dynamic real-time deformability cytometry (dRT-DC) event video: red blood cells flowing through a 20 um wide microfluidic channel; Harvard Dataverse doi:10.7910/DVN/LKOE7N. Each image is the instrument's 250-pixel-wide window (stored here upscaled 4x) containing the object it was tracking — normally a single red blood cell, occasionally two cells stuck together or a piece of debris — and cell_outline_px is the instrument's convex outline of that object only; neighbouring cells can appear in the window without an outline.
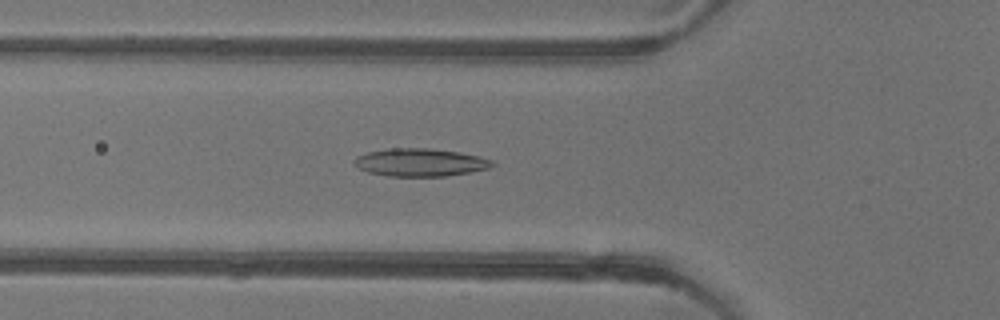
{"species": "common noctule bat (a hibernating species)", "species_latin": "Nyctalus noctula", "temperature_condition": "warm", "stored_images_in_passage": 47, "camera_frame_rate_fps": 3000, "um_per_image_px": 0.085, "animal": {"sex": "female"}, "frame": {"image": 1, "passage_image": 13, "time_ms": 4.0, "image_size_px": [1000, 320], "cell_outline_px": [[496, 164], [488, 168], [472, 172], [444, 176], [388, 176], [368, 172], [352, 164], [352, 160], [356, 156], [368, 152], [388, 148], [428, 148], [460, 152], [480, 156], [492, 160]], "centroid_in_image_um": [35.71, 13.8], "position_along_channel_um": 90.1, "area_um2": 22.54}}
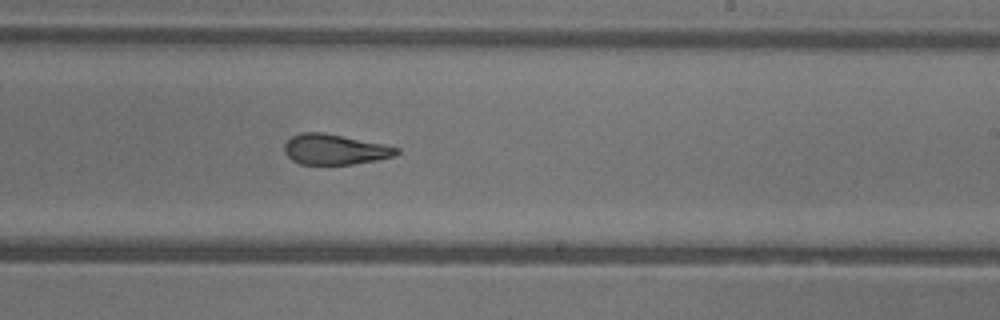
{"frame": {"image": 2, "passage_image": 26, "time_ms": 8.333, "image_size_px": [1000, 320], "cell_outline_px": [[400, 152], [396, 156], [376, 160], [352, 164], [300, 164], [292, 160], [284, 152], [284, 144], [292, 136], [300, 132], [324, 132], [384, 144], [400, 148]], "centroid_in_image_um": [28.47, 12.69], "position_along_channel_um": 260.5, "area_um2": 19.94}}
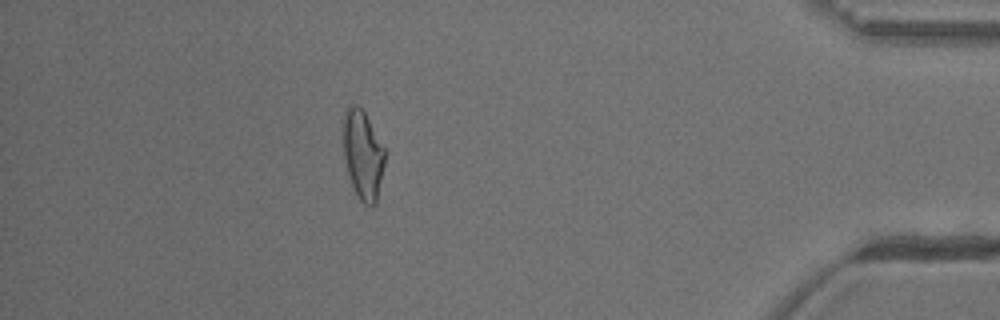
{"frame": {"image": 3, "passage_image": 41, "time_ms": 13.333, "image_size_px": [1000, 320], "cell_outline_px": [[384, 164], [376, 204], [364, 204], [360, 200], [352, 184], [348, 172], [344, 156], [344, 112], [352, 104], [356, 104], [364, 112], [384, 148]], "centroid_in_image_um": [30.84, 13.16], "position_along_channel_um": 404.4, "area_um2": 20.87}, "authors_computed_cell_mechanics": {"area_um2": 21.1548, "velocity_mm_per_s": 3.9178, "shape_relaxation_time_tau1_ms": 8.2967, "shape_relaxation_time_tau2_ms": 2.455, "deformation_change_tau1": 0.268, "deformation_change_tau2": 0.1228}}